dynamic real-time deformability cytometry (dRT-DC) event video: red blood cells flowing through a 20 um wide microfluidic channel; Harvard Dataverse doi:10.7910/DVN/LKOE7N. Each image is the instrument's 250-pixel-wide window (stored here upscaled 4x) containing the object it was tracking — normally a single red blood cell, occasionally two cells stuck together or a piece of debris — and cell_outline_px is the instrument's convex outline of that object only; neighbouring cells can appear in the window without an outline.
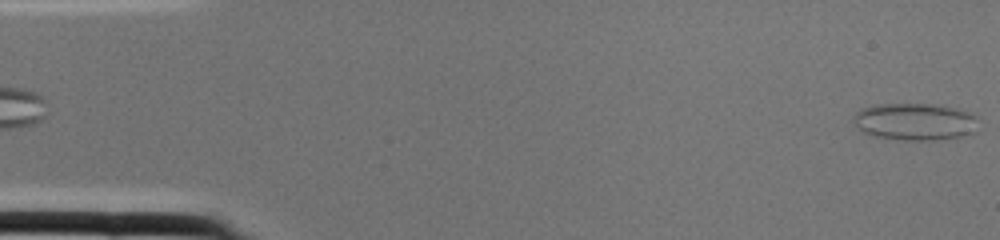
{"species": "common noctule bat (a hibernating species)", "species_latin": "Nyctalus noctula", "temperature_condition": "cold", "stored_images_in_passage": 2, "camera_frame_rate_fps": 3000, "um_per_image_px": 0.085, "animal": {"sex": "female", "body_mass_g": 22.0, "forearm_length_mm": 56.7}, "frame": {"image": 1, "passage_image": 2, "time_ms": 0.333, "image_size_px": [1000, 240], "cell_outline_px": [[976, 132], [960, 136], [936, 140], [904, 140], [872, 136], [856, 128], [852, 120], [852, 116], [860, 108], [876, 104], [932, 104], [956, 108], [968, 112], [976, 116]], "centroid_in_image_um": [77.71, 10.34], "position_along_channel_um": 7.3, "area_um2": 27.22}}